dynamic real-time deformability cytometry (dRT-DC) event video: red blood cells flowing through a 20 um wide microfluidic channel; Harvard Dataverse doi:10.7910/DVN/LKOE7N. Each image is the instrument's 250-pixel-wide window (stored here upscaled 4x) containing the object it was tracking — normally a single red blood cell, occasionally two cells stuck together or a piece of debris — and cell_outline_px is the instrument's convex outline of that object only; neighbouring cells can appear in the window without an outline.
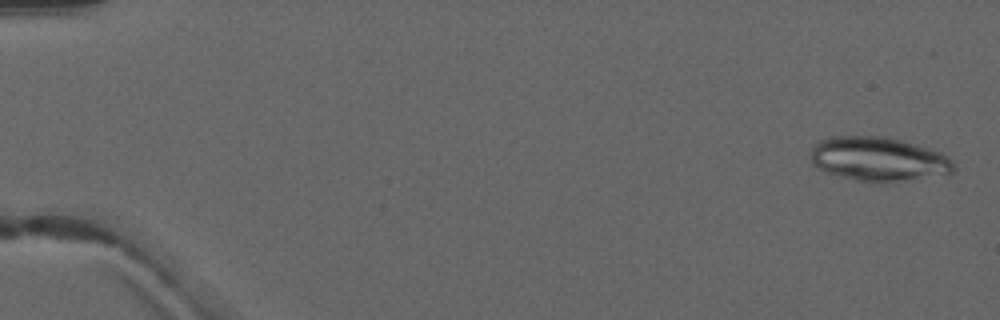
{"species": "common noctule bat (a hibernating species)", "species_latin": "Nyctalus noctula", "temperature_condition": "warm", "stored_images_in_passage": 4, "camera_frame_rate_fps": 3000, "um_per_image_px": 0.085, "animal": {"sex": "male", "forearm_length_mm": 52.5}, "frame": {"image": 1, "passage_image": 1, "time_ms": 0.0, "image_size_px": [1000, 320], "cell_outline_px": [[956, 168], [952, 172], [896, 180], [856, 180], [840, 176], [828, 172], [812, 164], [812, 148], [820, 140], [832, 136], [884, 136], [900, 140], [928, 148], [940, 152], [948, 156], [952, 160]], "centroid_in_image_um": [74.64, 13.47], "position_along_channel_um": 10.4, "area_um2": 35.55}}